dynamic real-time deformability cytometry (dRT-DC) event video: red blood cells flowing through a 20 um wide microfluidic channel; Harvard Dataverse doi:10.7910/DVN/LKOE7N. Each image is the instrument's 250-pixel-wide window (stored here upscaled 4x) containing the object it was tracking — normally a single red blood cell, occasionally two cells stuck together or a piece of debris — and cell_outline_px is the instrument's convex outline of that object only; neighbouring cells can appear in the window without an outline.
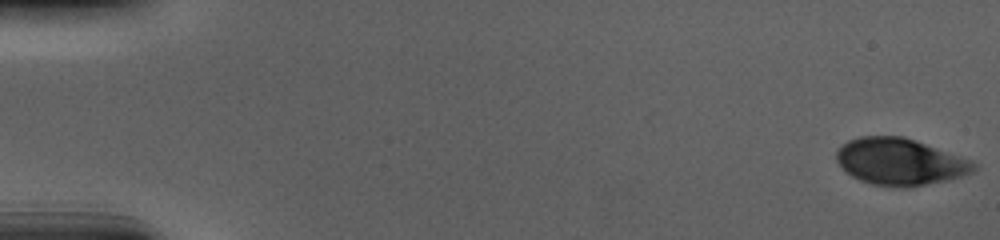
{"species": "human", "species_latin": "Homo sapiens", "temperature_condition": "cold", "stored_images_in_passage": 56, "camera_frame_rate_fps": 3000, "um_per_image_px": 0.085, "donor": {"sex": "male"}, "frame": {"image": 1, "passage_image": 1, "time_ms": 0.0, "image_size_px": [1000, 240], "cell_outline_px": [[980, 168], [972, 172], [948, 180], [908, 188], [904, 188], [872, 184], [860, 180], [844, 172], [836, 160], [836, 148], [848, 140], [860, 136], [904, 136], [972, 160], [980, 164]], "centroid_in_image_um": [76.5, 13.75], "position_along_channel_um": 8.5, "area_um2": 37.92}}
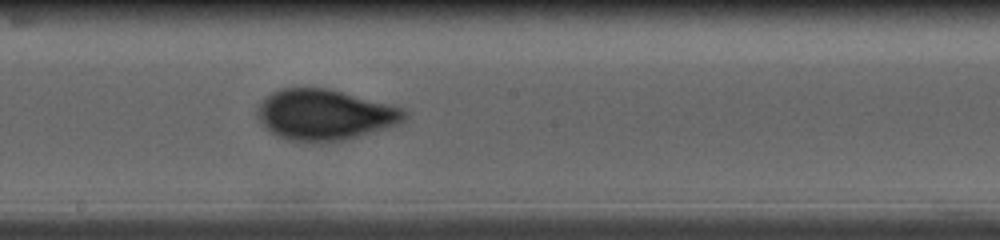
{"frame": {"image": 2, "passage_image": 32, "time_ms": 10.333, "image_size_px": [1000, 240], "cell_outline_px": [[408, 116], [404, 120], [388, 128], [360, 136], [344, 140], [324, 144], [304, 144], [288, 140], [276, 136], [260, 120], [256, 112], [256, 108], [260, 100], [272, 92], [280, 88], [328, 88], [404, 108], [408, 112]], "centroid_in_image_um": [27.59, 9.78], "position_along_channel_um": 220.6, "area_um2": 44.22}}
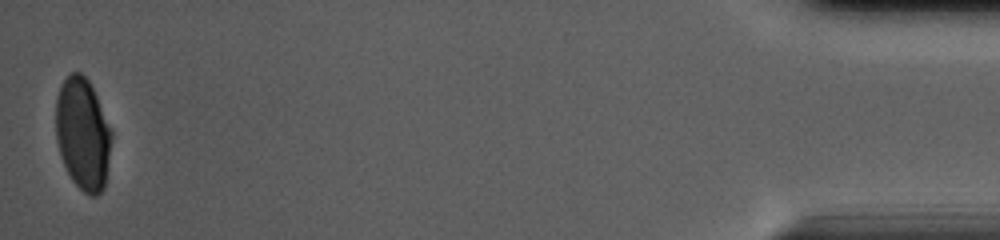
{"frame": {"image": 3, "passage_image": 56, "time_ms": 18.333, "image_size_px": [1000, 240], "cell_outline_px": [[112, 136], [104, 188], [96, 196], [88, 196], [72, 180], [60, 156], [56, 140], [56, 96], [60, 84], [72, 72], [80, 72], [88, 80], [112, 128]], "centroid_in_image_um": [7.03, 11.38], "position_along_channel_um": 428.2, "area_um2": 36.41}, "authors_computed_cell_mechanics": {"area_um2": 41.4137, "velocity_mm_per_s": 3.6857, "shape_relaxation_time_tau1_ms": 4.4712, "shape_relaxation_time_tau2_ms": null, "deformation_change_tau1": 0.1241, "deformation_change_tau2": null}}